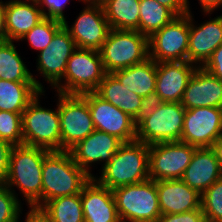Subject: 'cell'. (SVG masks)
Returning <instances> with one entry per match:
<instances>
[{"mask_svg": "<svg viewBox=\"0 0 222 222\" xmlns=\"http://www.w3.org/2000/svg\"><path fill=\"white\" fill-rule=\"evenodd\" d=\"M49 152L50 150L42 147L24 144L11 148L9 171L4 186L9 188L26 206L42 208V166L44 157ZM18 195L22 197V200Z\"/></svg>", "mask_w": 222, "mask_h": 222, "instance_id": "1", "label": "cell"}, {"mask_svg": "<svg viewBox=\"0 0 222 222\" xmlns=\"http://www.w3.org/2000/svg\"><path fill=\"white\" fill-rule=\"evenodd\" d=\"M149 145L134 140L124 142L113 158L93 178L111 190L149 179Z\"/></svg>", "mask_w": 222, "mask_h": 222, "instance_id": "2", "label": "cell"}, {"mask_svg": "<svg viewBox=\"0 0 222 222\" xmlns=\"http://www.w3.org/2000/svg\"><path fill=\"white\" fill-rule=\"evenodd\" d=\"M90 179L69 151H50L42 166V207L54 198L80 194Z\"/></svg>", "mask_w": 222, "mask_h": 222, "instance_id": "3", "label": "cell"}, {"mask_svg": "<svg viewBox=\"0 0 222 222\" xmlns=\"http://www.w3.org/2000/svg\"><path fill=\"white\" fill-rule=\"evenodd\" d=\"M46 91H41L29 103L22 113L23 144L42 147L50 151H61L60 116L58 110V93L56 108L42 106L40 99L46 98Z\"/></svg>", "mask_w": 222, "mask_h": 222, "instance_id": "4", "label": "cell"}, {"mask_svg": "<svg viewBox=\"0 0 222 222\" xmlns=\"http://www.w3.org/2000/svg\"><path fill=\"white\" fill-rule=\"evenodd\" d=\"M106 71L99 51L77 48L67 61L63 78L52 88L61 94L94 92Z\"/></svg>", "mask_w": 222, "mask_h": 222, "instance_id": "5", "label": "cell"}, {"mask_svg": "<svg viewBox=\"0 0 222 222\" xmlns=\"http://www.w3.org/2000/svg\"><path fill=\"white\" fill-rule=\"evenodd\" d=\"M99 53L106 73H112L146 61L149 38L136 30L111 29Z\"/></svg>", "mask_w": 222, "mask_h": 222, "instance_id": "6", "label": "cell"}, {"mask_svg": "<svg viewBox=\"0 0 222 222\" xmlns=\"http://www.w3.org/2000/svg\"><path fill=\"white\" fill-rule=\"evenodd\" d=\"M120 221L156 222L161 215L156 181H146L112 190Z\"/></svg>", "mask_w": 222, "mask_h": 222, "instance_id": "7", "label": "cell"}, {"mask_svg": "<svg viewBox=\"0 0 222 222\" xmlns=\"http://www.w3.org/2000/svg\"><path fill=\"white\" fill-rule=\"evenodd\" d=\"M58 110L61 151H68L76 143L87 138L95 128L88 103L79 94L58 93Z\"/></svg>", "mask_w": 222, "mask_h": 222, "instance_id": "8", "label": "cell"}, {"mask_svg": "<svg viewBox=\"0 0 222 222\" xmlns=\"http://www.w3.org/2000/svg\"><path fill=\"white\" fill-rule=\"evenodd\" d=\"M185 111L180 102H163L136 128V140L147 145L180 141Z\"/></svg>", "mask_w": 222, "mask_h": 222, "instance_id": "9", "label": "cell"}, {"mask_svg": "<svg viewBox=\"0 0 222 222\" xmlns=\"http://www.w3.org/2000/svg\"><path fill=\"white\" fill-rule=\"evenodd\" d=\"M196 148L181 141L149 145V179H181Z\"/></svg>", "mask_w": 222, "mask_h": 222, "instance_id": "10", "label": "cell"}, {"mask_svg": "<svg viewBox=\"0 0 222 222\" xmlns=\"http://www.w3.org/2000/svg\"><path fill=\"white\" fill-rule=\"evenodd\" d=\"M189 13L176 16L149 37V58L158 62L188 61Z\"/></svg>", "mask_w": 222, "mask_h": 222, "instance_id": "11", "label": "cell"}, {"mask_svg": "<svg viewBox=\"0 0 222 222\" xmlns=\"http://www.w3.org/2000/svg\"><path fill=\"white\" fill-rule=\"evenodd\" d=\"M82 10L72 22L67 19L63 26L74 39L77 48L99 51L111 30L104 13L103 6L83 3Z\"/></svg>", "mask_w": 222, "mask_h": 222, "instance_id": "12", "label": "cell"}, {"mask_svg": "<svg viewBox=\"0 0 222 222\" xmlns=\"http://www.w3.org/2000/svg\"><path fill=\"white\" fill-rule=\"evenodd\" d=\"M88 103L94 128L121 139L136 140L134 119L118 107L99 97L95 92L80 94Z\"/></svg>", "mask_w": 222, "mask_h": 222, "instance_id": "13", "label": "cell"}, {"mask_svg": "<svg viewBox=\"0 0 222 222\" xmlns=\"http://www.w3.org/2000/svg\"><path fill=\"white\" fill-rule=\"evenodd\" d=\"M77 49L74 39L68 30L62 26L44 50L37 53L36 70L49 84L50 90L63 78L67 61Z\"/></svg>", "mask_w": 222, "mask_h": 222, "instance_id": "14", "label": "cell"}, {"mask_svg": "<svg viewBox=\"0 0 222 222\" xmlns=\"http://www.w3.org/2000/svg\"><path fill=\"white\" fill-rule=\"evenodd\" d=\"M222 135V108L200 107L185 111L181 142L211 147Z\"/></svg>", "mask_w": 222, "mask_h": 222, "instance_id": "15", "label": "cell"}, {"mask_svg": "<svg viewBox=\"0 0 222 222\" xmlns=\"http://www.w3.org/2000/svg\"><path fill=\"white\" fill-rule=\"evenodd\" d=\"M123 143L118 137L95 129L68 151L75 163L92 178L95 175L92 167L94 169L101 165L97 171L103 168Z\"/></svg>", "mask_w": 222, "mask_h": 222, "instance_id": "16", "label": "cell"}, {"mask_svg": "<svg viewBox=\"0 0 222 222\" xmlns=\"http://www.w3.org/2000/svg\"><path fill=\"white\" fill-rule=\"evenodd\" d=\"M213 12H203L208 20L195 21L194 14L189 13L188 61L202 67L212 53L222 44V14L211 17Z\"/></svg>", "mask_w": 222, "mask_h": 222, "instance_id": "17", "label": "cell"}, {"mask_svg": "<svg viewBox=\"0 0 222 222\" xmlns=\"http://www.w3.org/2000/svg\"><path fill=\"white\" fill-rule=\"evenodd\" d=\"M197 67L189 61L158 62L155 92L163 102H181Z\"/></svg>", "mask_w": 222, "mask_h": 222, "instance_id": "18", "label": "cell"}, {"mask_svg": "<svg viewBox=\"0 0 222 222\" xmlns=\"http://www.w3.org/2000/svg\"><path fill=\"white\" fill-rule=\"evenodd\" d=\"M180 103L186 110L200 107L222 108V81L203 67H197Z\"/></svg>", "mask_w": 222, "mask_h": 222, "instance_id": "19", "label": "cell"}, {"mask_svg": "<svg viewBox=\"0 0 222 222\" xmlns=\"http://www.w3.org/2000/svg\"><path fill=\"white\" fill-rule=\"evenodd\" d=\"M85 222H121L113 191L93 177L80 193Z\"/></svg>", "mask_w": 222, "mask_h": 222, "instance_id": "20", "label": "cell"}, {"mask_svg": "<svg viewBox=\"0 0 222 222\" xmlns=\"http://www.w3.org/2000/svg\"><path fill=\"white\" fill-rule=\"evenodd\" d=\"M161 214H179L201 208V194L181 179L156 181Z\"/></svg>", "mask_w": 222, "mask_h": 222, "instance_id": "21", "label": "cell"}, {"mask_svg": "<svg viewBox=\"0 0 222 222\" xmlns=\"http://www.w3.org/2000/svg\"><path fill=\"white\" fill-rule=\"evenodd\" d=\"M221 177L222 171L214 151L204 147L195 149L181 180L202 194Z\"/></svg>", "mask_w": 222, "mask_h": 222, "instance_id": "22", "label": "cell"}, {"mask_svg": "<svg viewBox=\"0 0 222 222\" xmlns=\"http://www.w3.org/2000/svg\"><path fill=\"white\" fill-rule=\"evenodd\" d=\"M7 40H19L44 16L37 3L3 1Z\"/></svg>", "mask_w": 222, "mask_h": 222, "instance_id": "23", "label": "cell"}, {"mask_svg": "<svg viewBox=\"0 0 222 222\" xmlns=\"http://www.w3.org/2000/svg\"><path fill=\"white\" fill-rule=\"evenodd\" d=\"M14 41H0V78L15 82H34L41 90L46 91L45 86L38 79L39 75L32 73L19 54Z\"/></svg>", "mask_w": 222, "mask_h": 222, "instance_id": "24", "label": "cell"}, {"mask_svg": "<svg viewBox=\"0 0 222 222\" xmlns=\"http://www.w3.org/2000/svg\"><path fill=\"white\" fill-rule=\"evenodd\" d=\"M157 63L148 58L146 61L131 67L112 72L127 90L145 97L156 88Z\"/></svg>", "mask_w": 222, "mask_h": 222, "instance_id": "25", "label": "cell"}, {"mask_svg": "<svg viewBox=\"0 0 222 222\" xmlns=\"http://www.w3.org/2000/svg\"><path fill=\"white\" fill-rule=\"evenodd\" d=\"M94 92L133 119L137 117L143 97L127 90L112 73H106Z\"/></svg>", "mask_w": 222, "mask_h": 222, "instance_id": "26", "label": "cell"}, {"mask_svg": "<svg viewBox=\"0 0 222 222\" xmlns=\"http://www.w3.org/2000/svg\"><path fill=\"white\" fill-rule=\"evenodd\" d=\"M41 92L34 82H15L0 78V111L22 114Z\"/></svg>", "mask_w": 222, "mask_h": 222, "instance_id": "27", "label": "cell"}, {"mask_svg": "<svg viewBox=\"0 0 222 222\" xmlns=\"http://www.w3.org/2000/svg\"><path fill=\"white\" fill-rule=\"evenodd\" d=\"M103 9L111 29L138 31L140 0H109Z\"/></svg>", "mask_w": 222, "mask_h": 222, "instance_id": "28", "label": "cell"}, {"mask_svg": "<svg viewBox=\"0 0 222 222\" xmlns=\"http://www.w3.org/2000/svg\"><path fill=\"white\" fill-rule=\"evenodd\" d=\"M139 13L138 32L148 38L176 17L169 8L156 0H140Z\"/></svg>", "mask_w": 222, "mask_h": 222, "instance_id": "29", "label": "cell"}, {"mask_svg": "<svg viewBox=\"0 0 222 222\" xmlns=\"http://www.w3.org/2000/svg\"><path fill=\"white\" fill-rule=\"evenodd\" d=\"M42 209L49 215L51 222H85L80 194L54 198Z\"/></svg>", "mask_w": 222, "mask_h": 222, "instance_id": "30", "label": "cell"}, {"mask_svg": "<svg viewBox=\"0 0 222 222\" xmlns=\"http://www.w3.org/2000/svg\"><path fill=\"white\" fill-rule=\"evenodd\" d=\"M63 26V22L56 19L43 18L36 26L27 32L20 40L28 42L29 49H34L35 52L47 48L55 33Z\"/></svg>", "mask_w": 222, "mask_h": 222, "instance_id": "31", "label": "cell"}, {"mask_svg": "<svg viewBox=\"0 0 222 222\" xmlns=\"http://www.w3.org/2000/svg\"><path fill=\"white\" fill-rule=\"evenodd\" d=\"M201 210L206 222H222V177L201 194Z\"/></svg>", "mask_w": 222, "mask_h": 222, "instance_id": "32", "label": "cell"}, {"mask_svg": "<svg viewBox=\"0 0 222 222\" xmlns=\"http://www.w3.org/2000/svg\"><path fill=\"white\" fill-rule=\"evenodd\" d=\"M0 139L12 146L23 145L22 114L0 111Z\"/></svg>", "mask_w": 222, "mask_h": 222, "instance_id": "33", "label": "cell"}, {"mask_svg": "<svg viewBox=\"0 0 222 222\" xmlns=\"http://www.w3.org/2000/svg\"><path fill=\"white\" fill-rule=\"evenodd\" d=\"M23 204L15 194L4 185H0V222H20L23 219Z\"/></svg>", "mask_w": 222, "mask_h": 222, "instance_id": "34", "label": "cell"}, {"mask_svg": "<svg viewBox=\"0 0 222 222\" xmlns=\"http://www.w3.org/2000/svg\"><path fill=\"white\" fill-rule=\"evenodd\" d=\"M82 3V0H77ZM71 0H40L39 8L45 18L56 19L64 22L68 17L65 15V8ZM68 3V4H67Z\"/></svg>", "mask_w": 222, "mask_h": 222, "instance_id": "35", "label": "cell"}, {"mask_svg": "<svg viewBox=\"0 0 222 222\" xmlns=\"http://www.w3.org/2000/svg\"><path fill=\"white\" fill-rule=\"evenodd\" d=\"M163 103L156 92L143 97L137 117L134 119L137 128L144 120L150 117L154 111Z\"/></svg>", "mask_w": 222, "mask_h": 222, "instance_id": "36", "label": "cell"}, {"mask_svg": "<svg viewBox=\"0 0 222 222\" xmlns=\"http://www.w3.org/2000/svg\"><path fill=\"white\" fill-rule=\"evenodd\" d=\"M156 222H206L201 208L179 214H161Z\"/></svg>", "mask_w": 222, "mask_h": 222, "instance_id": "37", "label": "cell"}, {"mask_svg": "<svg viewBox=\"0 0 222 222\" xmlns=\"http://www.w3.org/2000/svg\"><path fill=\"white\" fill-rule=\"evenodd\" d=\"M12 145L0 139V185H4L9 171V155Z\"/></svg>", "mask_w": 222, "mask_h": 222, "instance_id": "38", "label": "cell"}, {"mask_svg": "<svg viewBox=\"0 0 222 222\" xmlns=\"http://www.w3.org/2000/svg\"><path fill=\"white\" fill-rule=\"evenodd\" d=\"M202 67L222 81V44L212 53Z\"/></svg>", "mask_w": 222, "mask_h": 222, "instance_id": "39", "label": "cell"}, {"mask_svg": "<svg viewBox=\"0 0 222 222\" xmlns=\"http://www.w3.org/2000/svg\"><path fill=\"white\" fill-rule=\"evenodd\" d=\"M161 5L169 8L176 16L186 15L191 13L189 0H156Z\"/></svg>", "mask_w": 222, "mask_h": 222, "instance_id": "40", "label": "cell"}, {"mask_svg": "<svg viewBox=\"0 0 222 222\" xmlns=\"http://www.w3.org/2000/svg\"><path fill=\"white\" fill-rule=\"evenodd\" d=\"M27 208L24 222H51L49 215L41 207L27 206Z\"/></svg>", "mask_w": 222, "mask_h": 222, "instance_id": "41", "label": "cell"}, {"mask_svg": "<svg viewBox=\"0 0 222 222\" xmlns=\"http://www.w3.org/2000/svg\"><path fill=\"white\" fill-rule=\"evenodd\" d=\"M198 4L201 7L200 11L203 12H213L219 11L222 8V0H197ZM219 9V10H218Z\"/></svg>", "mask_w": 222, "mask_h": 222, "instance_id": "42", "label": "cell"}, {"mask_svg": "<svg viewBox=\"0 0 222 222\" xmlns=\"http://www.w3.org/2000/svg\"><path fill=\"white\" fill-rule=\"evenodd\" d=\"M6 26H5V14L3 7V0H0V41H6Z\"/></svg>", "mask_w": 222, "mask_h": 222, "instance_id": "43", "label": "cell"}, {"mask_svg": "<svg viewBox=\"0 0 222 222\" xmlns=\"http://www.w3.org/2000/svg\"><path fill=\"white\" fill-rule=\"evenodd\" d=\"M210 148L214 151L222 171V135L212 144Z\"/></svg>", "mask_w": 222, "mask_h": 222, "instance_id": "44", "label": "cell"}, {"mask_svg": "<svg viewBox=\"0 0 222 222\" xmlns=\"http://www.w3.org/2000/svg\"><path fill=\"white\" fill-rule=\"evenodd\" d=\"M109 0H82L83 3L95 6H104Z\"/></svg>", "mask_w": 222, "mask_h": 222, "instance_id": "45", "label": "cell"}, {"mask_svg": "<svg viewBox=\"0 0 222 222\" xmlns=\"http://www.w3.org/2000/svg\"><path fill=\"white\" fill-rule=\"evenodd\" d=\"M6 1H16V2H25V3H37L40 1V0H6Z\"/></svg>", "mask_w": 222, "mask_h": 222, "instance_id": "46", "label": "cell"}]
</instances>
